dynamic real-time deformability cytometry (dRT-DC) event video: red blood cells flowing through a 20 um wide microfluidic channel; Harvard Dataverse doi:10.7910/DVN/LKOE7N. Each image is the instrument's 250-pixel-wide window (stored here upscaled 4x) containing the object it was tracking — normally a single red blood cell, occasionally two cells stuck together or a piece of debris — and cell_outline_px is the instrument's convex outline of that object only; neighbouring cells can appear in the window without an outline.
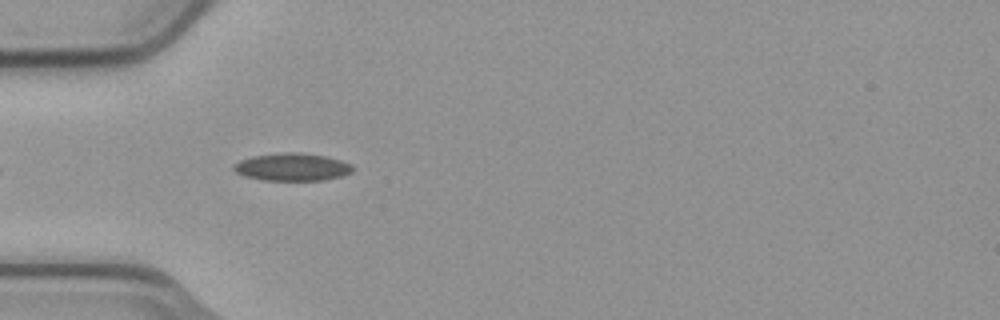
{"species": "common noctule bat (a hibernating species)", "species_latin": "Nyctalus noctula", "temperature_condition": "cold", "stored_images_in_passage": 20, "camera_frame_rate_fps": 3000, "um_per_image_px": 0.085, "animal": {"sex": "male", "body_mass_g": 23.1, "forearm_length_mm": 52.7}, "frame": {"image": 1, "passage_image": 4, "time_ms": 1.0, "image_size_px": [1000, 320], "cell_outline_px": [[352, 172], [344, 176], [324, 180], [264, 180], [244, 176], [236, 172], [232, 168], [232, 164], [240, 160], [252, 156], [284, 152], [296, 152], [324, 156], [340, 160], [352, 164]], "centroid_in_image_um": [24.82, 14.2], "position_along_channel_um": 60.2, "area_um2": 19.19}}